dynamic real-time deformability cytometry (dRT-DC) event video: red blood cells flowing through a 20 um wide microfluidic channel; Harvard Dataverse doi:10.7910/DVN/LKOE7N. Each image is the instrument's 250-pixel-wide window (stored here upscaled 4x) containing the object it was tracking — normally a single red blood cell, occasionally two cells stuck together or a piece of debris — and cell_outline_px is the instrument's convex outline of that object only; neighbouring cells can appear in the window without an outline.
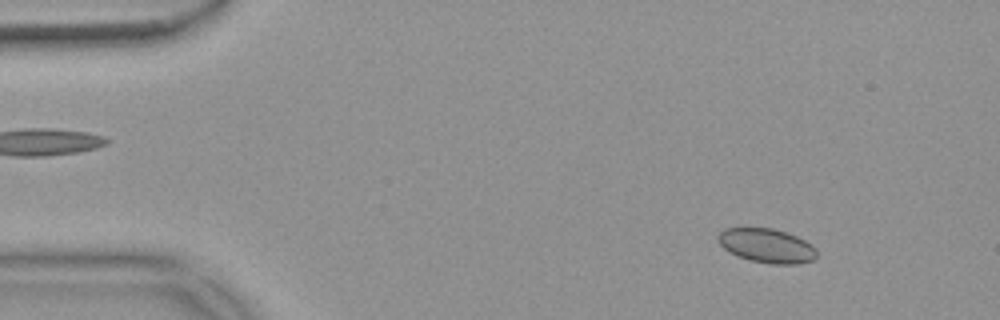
{"species": "common noctule bat (a hibernating species)", "species_latin": "Nyctalus noctula", "temperature_condition": "warm", "stored_images_in_passage": 54, "camera_frame_rate_fps": 3000, "um_per_image_px": 0.085, "animal": {"sex": "female", "body_mass_g": 18.4}, "frame": {"image": 1, "passage_image": 6, "time_ms": 1.667, "image_size_px": [1000, 320], "cell_outline_px": [[816, 256], [812, 260], [796, 264], [768, 264], [736, 256], [728, 252], [720, 244], [716, 236], [724, 228], [772, 228], [796, 236], [812, 244], [816, 248]], "centroid_in_image_um": [65.15, 20.88], "position_along_channel_um": 19.9, "area_um2": 19.65}}
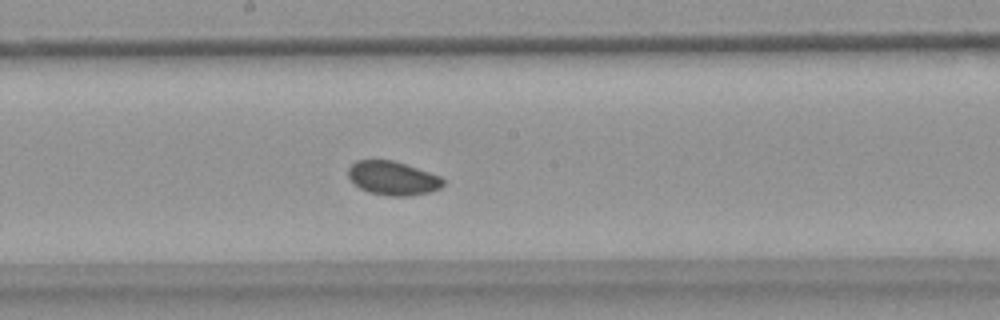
{"frame": {"image": 2, "passage_image": 29, "time_ms": 9.333, "image_size_px": [1000, 320], "cell_outline_px": [[444, 184], [440, 188], [428, 192], [408, 196], [388, 196], [368, 192], [360, 188], [348, 176], [348, 168], [356, 160], [392, 160], [440, 176], [444, 180]], "centroid_in_image_um": [33.37, 15.15], "position_along_channel_um": 214.8, "area_um2": 18.5}}
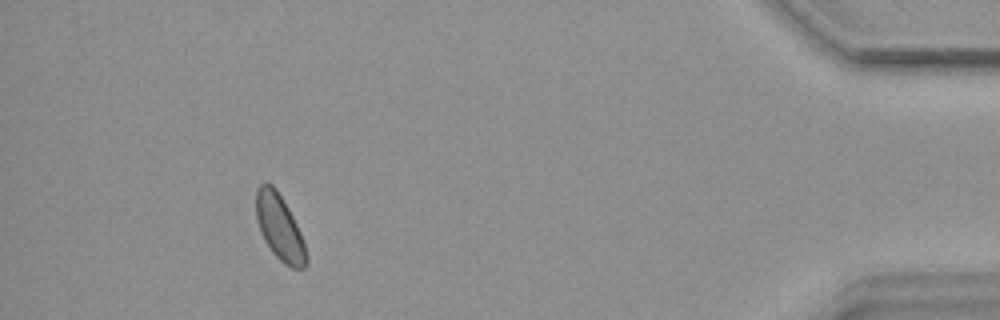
{"frame": {"image": 3, "passage_image": 50, "time_ms": 16.333, "image_size_px": [1000, 320], "cell_outline_px": [[308, 260], [304, 268], [292, 268], [284, 264], [272, 252], [264, 240], [260, 232], [256, 220], [256, 188], [264, 180], [272, 184], [276, 188], [288, 208], [300, 232], [308, 256]], "centroid_in_image_um": [23.74, 19.31], "position_along_channel_um": 411.5, "area_um2": 19.31}}